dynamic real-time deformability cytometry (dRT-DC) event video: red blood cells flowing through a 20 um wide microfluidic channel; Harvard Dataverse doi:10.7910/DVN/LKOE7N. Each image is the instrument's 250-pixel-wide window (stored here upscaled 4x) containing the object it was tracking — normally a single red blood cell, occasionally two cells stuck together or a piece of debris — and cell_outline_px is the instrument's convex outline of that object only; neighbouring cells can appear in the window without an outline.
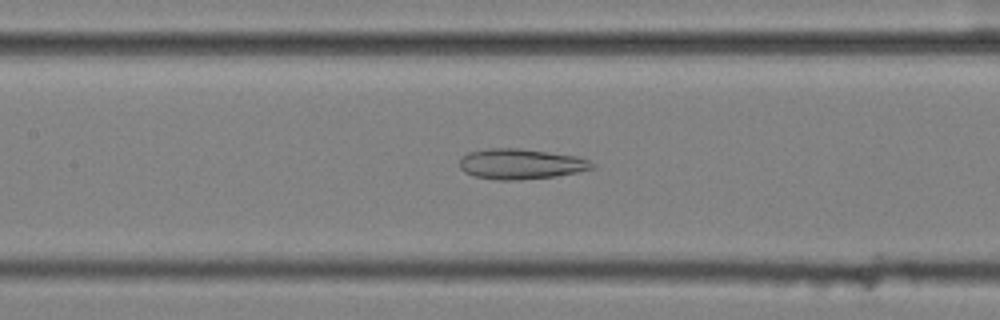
{"species": "common noctule bat (a hibernating species)", "species_latin": "Nyctalus noctula", "temperature_condition": "cold", "stored_images_in_passage": 40, "camera_frame_rate_fps": 3000, "um_per_image_px": 0.085, "animal": {"sex": "female", "body_mass_g": 25.1}, "frame": {"image": 1, "passage_image": 17, "time_ms": 5.333, "image_size_px": [1000, 320], "cell_outline_px": [[596, 168], [556, 176], [516, 180], [496, 180], [476, 176], [464, 172], [460, 168], [460, 160], [468, 152], [492, 148], [520, 148], [576, 156], [588, 160], [596, 164]], "centroid_in_image_um": [44.29, 13.94], "position_along_channel_um": 163.1, "area_um2": 23.35}}
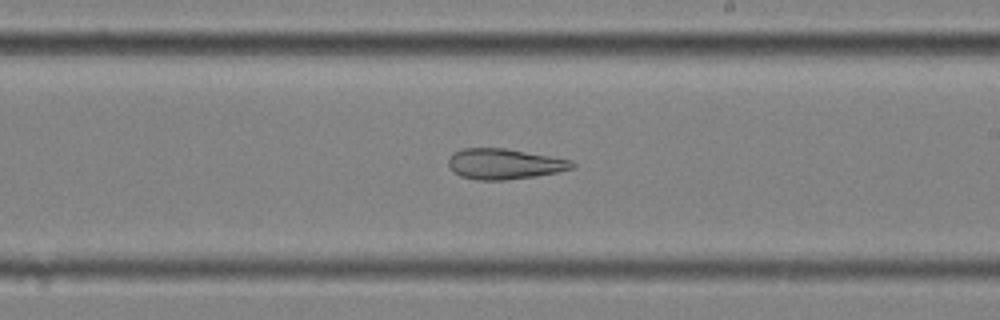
{"frame": {"image": 2, "passage_image": 24, "time_ms": 7.667, "image_size_px": [1000, 320], "cell_outline_px": [[576, 168], [560, 172], [536, 176], [504, 180], [476, 180], [460, 176], [452, 172], [448, 164], [448, 156], [452, 152], [464, 148], [504, 148], [572, 160], [576, 164]], "centroid_in_image_um": [42.86, 13.94], "position_along_channel_um": 246.1, "area_um2": 22.31}}
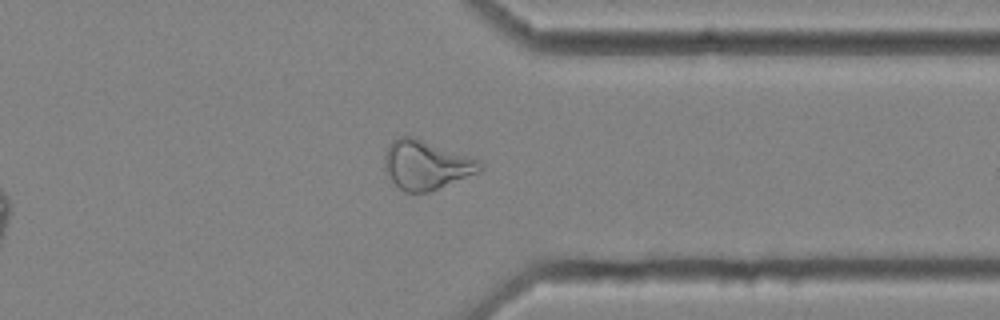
{"frame": {"image": 3, "passage_image": 35, "time_ms": 11.333, "image_size_px": [1000, 320], "cell_outline_px": [[484, 168], [480, 172], [432, 192], [404, 192], [392, 180], [384, 168], [384, 152], [388, 144], [392, 140], [400, 136], [412, 136], [480, 160], [484, 164]], "centroid_in_image_um": [36.24, 14.02], "position_along_channel_um": 375.2, "area_um2": 27.51}, "authors_computed_cell_mechanics": {"area_um2": 25.5765, "velocity_mm_per_s": 3.5669, "shape_relaxation_time_tau1_ms": null, "shape_relaxation_time_tau2_ms": 5.4682, "deformation_change_tau1": null, "deformation_change_tau2": 0.1602}}